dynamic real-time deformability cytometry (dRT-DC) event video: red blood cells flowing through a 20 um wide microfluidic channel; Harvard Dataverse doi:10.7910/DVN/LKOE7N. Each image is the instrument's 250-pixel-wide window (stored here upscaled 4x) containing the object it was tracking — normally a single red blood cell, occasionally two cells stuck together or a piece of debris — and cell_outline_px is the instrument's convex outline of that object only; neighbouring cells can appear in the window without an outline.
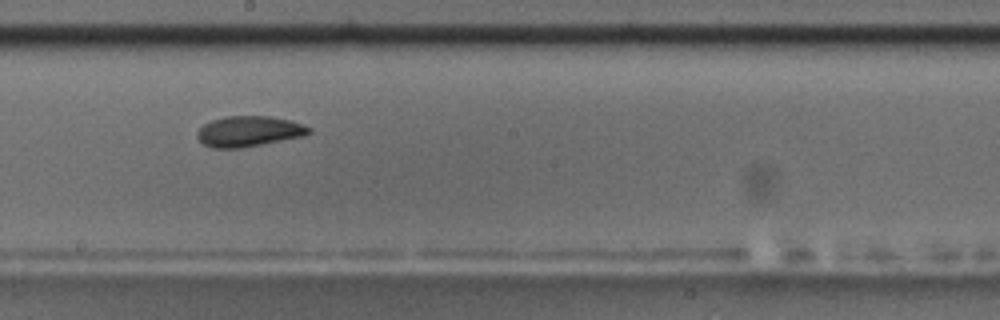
{"species": "common noctule bat (a hibernating species)", "species_latin": "Nyctalus noctula", "temperature_condition": "room temperature", "stored_images_in_passage": 11, "camera_frame_rate_fps": 3000, "um_per_image_px": 0.085, "animal": {"sex": "male", "body_mass_g": 17.5, "forearm_length_mm": 52.3}, "frame": {"image": 1, "passage_image": 10, "time_ms": 10.333, "image_size_px": [1000, 320], "cell_outline_px": [[312, 132], [304, 136], [240, 148], [212, 148], [204, 144], [196, 136], [196, 132], [204, 124], [212, 120], [228, 116], [268, 116], [292, 120], [312, 128]], "centroid_in_image_um": [21.17, 11.16], "position_along_channel_um": 227.0, "area_um2": 19.88}}